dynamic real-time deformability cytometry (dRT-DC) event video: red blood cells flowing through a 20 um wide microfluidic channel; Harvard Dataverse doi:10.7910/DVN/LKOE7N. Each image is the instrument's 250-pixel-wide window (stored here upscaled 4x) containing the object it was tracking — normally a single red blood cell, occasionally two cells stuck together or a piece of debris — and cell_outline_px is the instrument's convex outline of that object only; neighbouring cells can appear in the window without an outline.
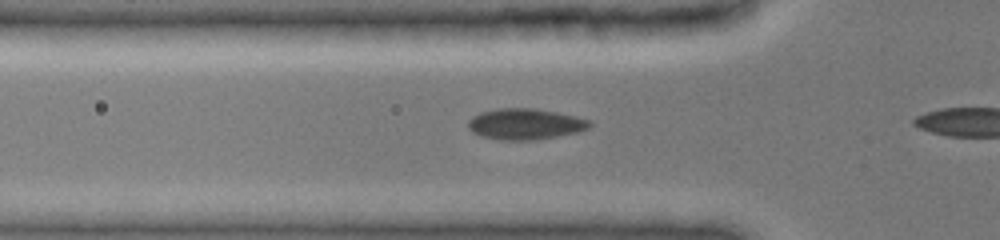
{"species": "common noctule bat (a hibernating species)", "species_latin": "Nyctalus noctula", "temperature_condition": "cold", "stored_images_in_passage": 13, "camera_frame_rate_fps": 3000, "um_per_image_px": 0.085, "animal": {"sex": "female", "body_mass_g": 19.0, "forearm_length_mm": 51.5}, "frame": {"image": 1, "passage_image": 11, "time_ms": 2.0, "image_size_px": [1000, 240], "cell_outline_px": [[592, 124], [588, 128], [576, 132], [556, 136], [532, 140], [504, 140], [480, 136], [472, 132], [468, 128], [468, 120], [472, 116], [480, 112], [496, 108], [536, 108], [576, 116], [592, 120]], "centroid_in_image_um": [44.62, 10.53], "position_along_channel_um": 81.2, "area_um2": 22.02}}